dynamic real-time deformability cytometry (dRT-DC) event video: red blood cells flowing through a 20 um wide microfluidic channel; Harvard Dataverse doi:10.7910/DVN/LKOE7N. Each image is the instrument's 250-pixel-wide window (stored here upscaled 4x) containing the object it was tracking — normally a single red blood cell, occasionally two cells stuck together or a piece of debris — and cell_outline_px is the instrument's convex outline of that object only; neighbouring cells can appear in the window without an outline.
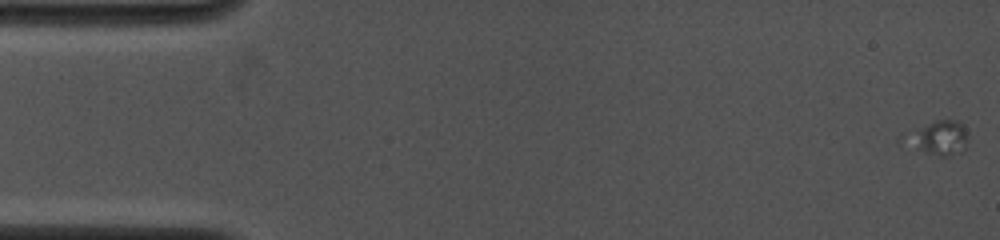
{"species": "common noctule bat (a hibernating species)", "species_latin": "Nyctalus noctula", "temperature_condition": "cold", "stored_images_in_passage": 13, "camera_frame_rate_fps": 4000, "um_per_image_px": 0.085, "animal": {"sex": "female", "body_mass_g": 19.0, "forearm_length_mm": 53.3}, "frame": {"image": 1, "passage_image": 1, "time_ms": 0.0, "image_size_px": [1000, 240], "cell_outline_px": [[968, 140], [964, 148], [960, 152], [948, 156], [936, 156], [916, 148], [908, 140], [912, 136], [936, 120], [956, 120], [964, 128], [968, 136]], "centroid_in_image_um": [79.99, 11.75], "position_along_channel_um": 5.0, "area_um2": 11.16}}